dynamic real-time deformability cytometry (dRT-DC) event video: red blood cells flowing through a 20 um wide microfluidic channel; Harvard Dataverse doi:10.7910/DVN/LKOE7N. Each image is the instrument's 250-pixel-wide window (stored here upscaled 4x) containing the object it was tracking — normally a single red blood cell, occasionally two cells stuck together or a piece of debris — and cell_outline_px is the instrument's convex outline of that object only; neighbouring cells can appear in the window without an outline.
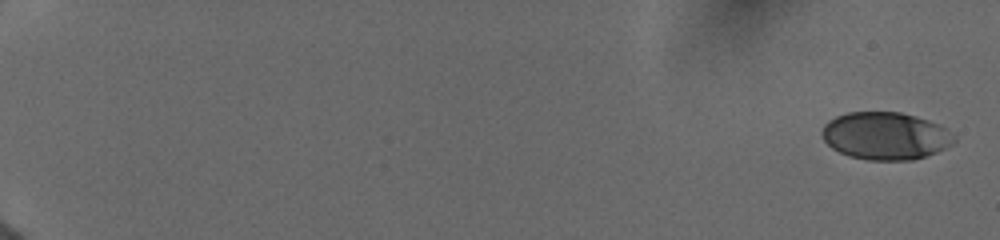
{"species": "human", "species_latin": "Homo sapiens", "temperature_condition": "cold", "stored_images_in_passage": 49, "camera_frame_rate_fps": 3000, "um_per_image_px": 0.085, "donor": {"sex": "female"}, "frame": {"image": 1, "passage_image": 1, "time_ms": 0.0, "image_size_px": [1000, 240], "cell_outline_px": [[956, 140], [952, 144], [936, 152], [912, 160], [868, 160], [848, 156], [832, 148], [824, 140], [820, 132], [824, 124], [828, 120], [836, 116], [848, 112], [900, 112], [916, 116], [928, 120], [944, 128], [956, 136]], "centroid_in_image_um": [75.23, 11.55], "position_along_channel_um": 9.8, "area_um2": 36.59}}
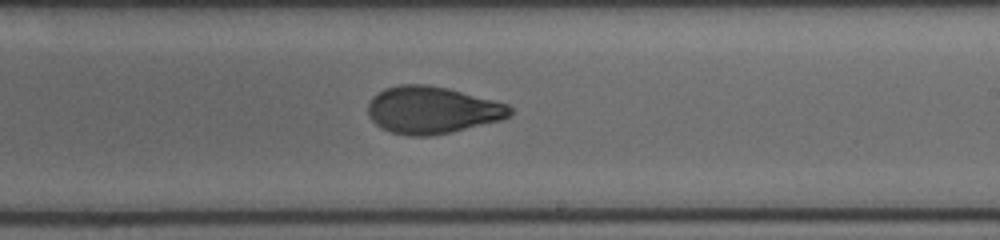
{"frame": {"image": 2, "passage_image": 29, "time_ms": 11.667, "image_size_px": [1000, 240], "cell_outline_px": [[512, 116], [504, 120], [452, 132], [428, 136], [408, 136], [392, 132], [380, 128], [372, 120], [368, 112], [368, 104], [372, 96], [384, 88], [400, 84], [428, 84], [448, 88], [508, 104], [512, 108]], "centroid_in_image_um": [36.75, 9.35], "position_along_channel_um": 252.2, "area_um2": 39.42}}
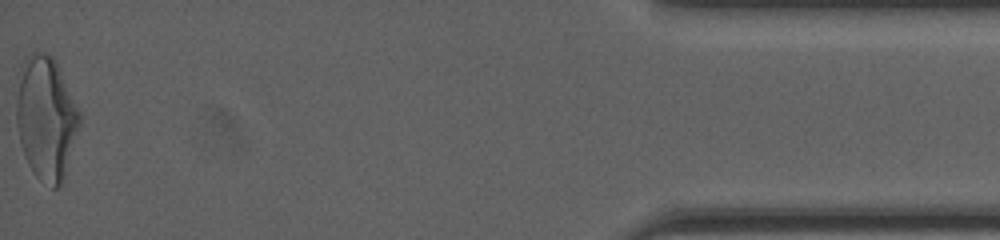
{"frame": {"image": 3, "passage_image": 49, "time_ms": 18.0, "image_size_px": [1000, 240], "cell_outline_px": [[80, 124], [64, 180], [60, 188], [52, 188], [36, 176], [32, 172], [24, 156], [20, 144], [16, 124], [16, 100], [20, 68], [24, 60], [32, 52], [48, 52], [56, 60], [80, 112]], "centroid_in_image_um": [3.91, 10.04], "position_along_channel_um": 431.3, "area_um2": 45.84}, "authors_computed_cell_mechanics": {"area_um2": 39.304, "velocity_mm_per_s": 3.9503, "shape_relaxation_time_tau1_ms": 4.6838, "shape_relaxation_time_tau2_ms": 1.3653, "deformation_change_tau1": 0.173, "deformation_change_tau2": 0.0727}}